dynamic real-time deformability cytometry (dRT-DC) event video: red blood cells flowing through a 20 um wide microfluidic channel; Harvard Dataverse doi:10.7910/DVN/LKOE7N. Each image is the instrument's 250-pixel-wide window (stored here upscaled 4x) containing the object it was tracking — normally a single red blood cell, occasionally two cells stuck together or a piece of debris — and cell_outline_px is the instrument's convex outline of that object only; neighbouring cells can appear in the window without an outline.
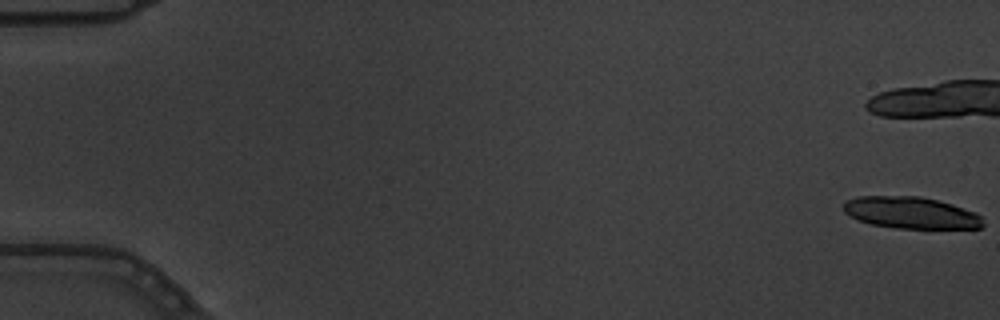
{"species": "common noctule bat (a hibernating species)", "species_latin": "Nyctalus noctula", "temperature_condition": "warm", "stored_images_in_passage": 8, "camera_frame_rate_fps": 3000, "um_per_image_px": 0.085, "animal": {"sex": "male", "body_mass_g": 19.5, "forearm_length_mm": 54.6}, "frame": {"image": 1, "passage_image": 1, "time_ms": 0.0, "image_size_px": [1000, 320], "cell_outline_px": [[984, 224], [980, 228], [928, 232], [896, 228], [872, 224], [860, 220], [844, 212], [844, 204], [848, 200], [856, 196], [920, 196], [952, 204], [976, 212], [980, 216]], "centroid_in_image_um": [77.54, 18.14], "position_along_channel_um": 7.5, "area_um2": 26.76}}